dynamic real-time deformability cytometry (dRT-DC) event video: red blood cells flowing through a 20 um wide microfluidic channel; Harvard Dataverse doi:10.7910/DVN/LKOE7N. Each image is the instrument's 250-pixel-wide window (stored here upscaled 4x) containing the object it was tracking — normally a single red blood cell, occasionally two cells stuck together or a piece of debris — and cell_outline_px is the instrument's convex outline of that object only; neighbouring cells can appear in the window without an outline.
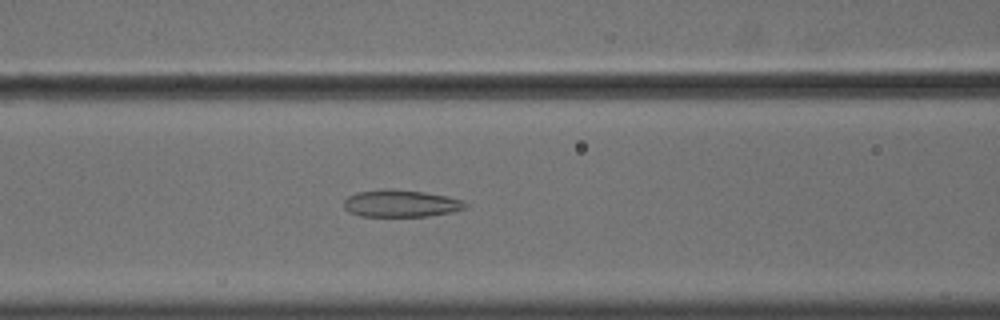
{"species": "common noctule bat (a hibernating species)", "species_latin": "Nyctalus noctula", "temperature_condition": "cold", "stored_images_in_passage": 57, "camera_frame_rate_fps": 3000, "um_per_image_px": 0.085, "animal": {"sex": "male", "body_mass_g": 18.8}, "frame": {"image": 1, "passage_image": 25, "time_ms": 8.0, "image_size_px": [1000, 320], "cell_outline_px": [[468, 204], [464, 208], [452, 212], [428, 216], [360, 216], [344, 208], [344, 200], [348, 196], [356, 192], [384, 188], [388, 188], [424, 192], [464, 200]], "centroid_in_image_um": [34.06, 17.28], "position_along_channel_um": 132.5, "area_um2": 19.19}}
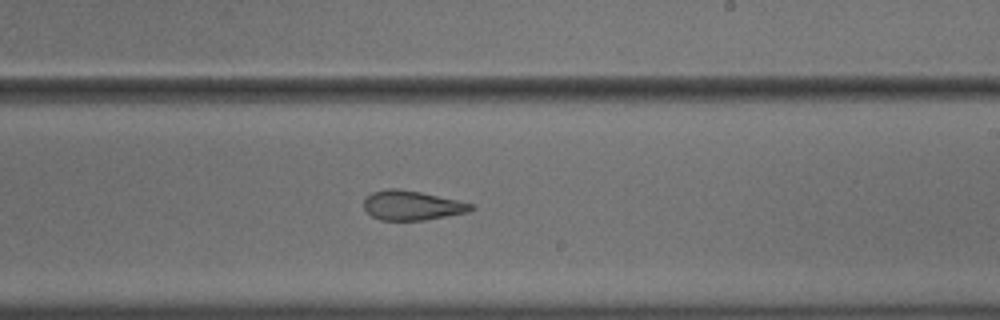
{"frame": {"image": 2, "passage_image": 35, "time_ms": 11.333, "image_size_px": [1000, 320], "cell_outline_px": [[476, 208], [468, 212], [424, 220], [380, 220], [372, 216], [364, 208], [364, 200], [372, 192], [388, 188], [396, 188], [420, 192], [476, 204]], "centroid_in_image_um": [35.04, 17.46], "position_along_channel_um": 254.0, "area_um2": 18.38}}
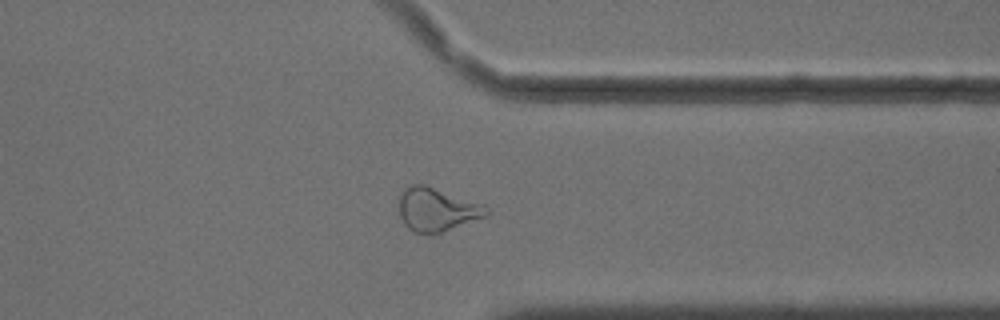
{"frame": {"image": 3, "passage_image": 45, "time_ms": 14.667, "image_size_px": [1000, 320], "cell_outline_px": [[488, 216], [444, 232], [412, 232], [404, 224], [400, 216], [400, 196], [404, 188], [412, 184], [424, 184], [484, 204], [488, 208]], "centroid_in_image_um": [37.16, 17.8], "position_along_channel_um": 374.2, "area_um2": 22.08}, "authors_computed_cell_mechanics": {"area_um2": 23.1778, "velocity_mm_per_s": 3.6419, "shape_relaxation_time_tau1_ms": null, "shape_relaxation_time_tau2_ms": 2.9955, "deformation_change_tau1": null, "deformation_change_tau2": 0.1105}}